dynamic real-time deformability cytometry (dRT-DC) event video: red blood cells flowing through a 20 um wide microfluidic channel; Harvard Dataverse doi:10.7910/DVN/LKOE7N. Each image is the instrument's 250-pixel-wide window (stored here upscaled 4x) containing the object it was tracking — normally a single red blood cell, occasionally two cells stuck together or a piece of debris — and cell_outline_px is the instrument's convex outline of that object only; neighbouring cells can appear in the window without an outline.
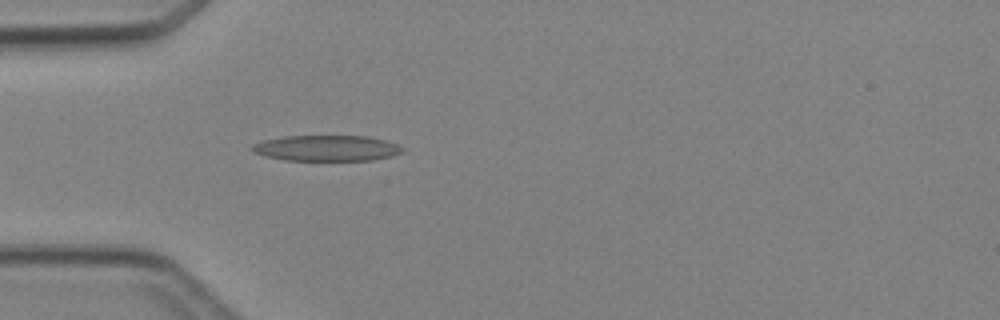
{"species": "Egyptian fruit bat (a non-hibernating species)", "species_latin": "Rousettus aegyptiacus", "temperature_condition": "cold", "stored_images_in_passage": 3, "camera_frame_rate_fps": 3000, "um_per_image_px": 0.085, "animal": {"sex": "female"}, "frame": {"image": 1, "passage_image": 3, "time_ms": 2.333, "image_size_px": [1000, 320], "cell_outline_px": [[404, 152], [392, 156], [372, 160], [284, 160], [264, 156], [252, 152], [248, 148], [252, 144], [264, 140], [284, 136], [368, 136], [384, 140], [396, 144], [404, 148]], "centroid_in_image_um": [27.72, 12.59], "position_along_channel_um": 57.3, "area_um2": 22.72}}